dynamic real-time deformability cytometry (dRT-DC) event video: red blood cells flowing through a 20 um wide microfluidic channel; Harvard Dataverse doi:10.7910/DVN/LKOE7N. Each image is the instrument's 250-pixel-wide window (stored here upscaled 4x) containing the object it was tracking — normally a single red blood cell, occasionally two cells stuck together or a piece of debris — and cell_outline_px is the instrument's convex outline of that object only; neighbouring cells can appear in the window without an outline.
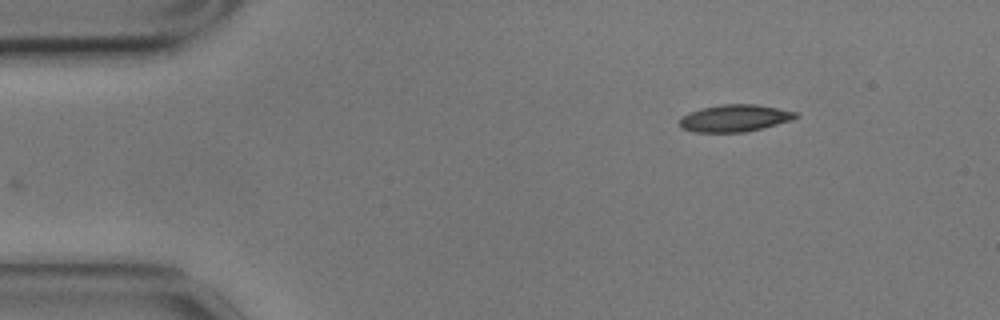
{"species": "common noctule bat (a hibernating species)", "species_latin": "Nyctalus noctula", "temperature_condition": "cold", "stored_images_in_passage": 42, "camera_frame_rate_fps": 3000, "um_per_image_px": 0.085, "animal": {"sex": "male", "body_mass_g": 17.9}, "frame": {"image": 1, "passage_image": 1, "time_ms": 0.0, "image_size_px": [1000, 320], "cell_outline_px": [[800, 116], [792, 120], [744, 132], [692, 132], [680, 128], [680, 116], [704, 108], [720, 104], [756, 104], [796, 112]], "centroid_in_image_um": [62.43, 10.05], "position_along_channel_um": 22.6, "area_um2": 18.15}}
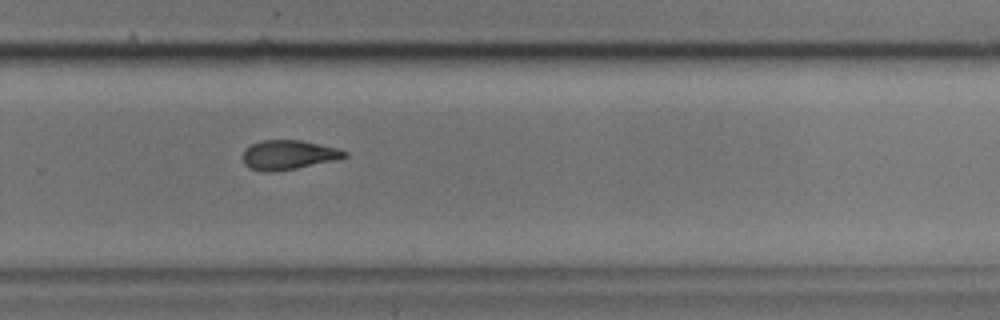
{"frame": {"image": 2, "passage_image": 31, "time_ms": 10.0, "image_size_px": [1000, 320], "cell_outline_px": [[348, 156], [336, 160], [276, 172], [264, 172], [248, 168], [244, 164], [240, 156], [244, 148], [260, 140], [300, 140], [336, 148], [348, 152]], "centroid_in_image_um": [24.44, 13.17], "position_along_channel_um": 305.4, "area_um2": 17.69}}
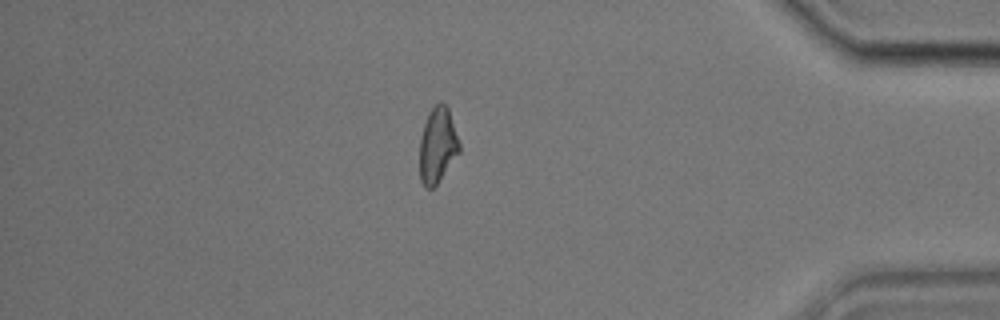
{"frame": {"image": 3, "passage_image": 42, "time_ms": 13.667, "image_size_px": [1000, 320], "cell_outline_px": [[460, 152], [436, 184], [432, 188], [424, 188], [420, 180], [420, 136], [428, 112], [440, 100], [448, 108], [460, 144]], "centroid_in_image_um": [37.18, 12.34], "position_along_channel_um": 398.0, "area_um2": 17.4}, "authors_computed_cell_mechanics": {"area_um2": 18.1492, "velocity_mm_per_s": 3.5113, "shape_relaxation_time_tau1_ms": 10.5942, "shape_relaxation_time_tau2_ms": 4.6372, "deformation_change_tau1": 0.1883, "deformation_change_tau2": 0.1096}}